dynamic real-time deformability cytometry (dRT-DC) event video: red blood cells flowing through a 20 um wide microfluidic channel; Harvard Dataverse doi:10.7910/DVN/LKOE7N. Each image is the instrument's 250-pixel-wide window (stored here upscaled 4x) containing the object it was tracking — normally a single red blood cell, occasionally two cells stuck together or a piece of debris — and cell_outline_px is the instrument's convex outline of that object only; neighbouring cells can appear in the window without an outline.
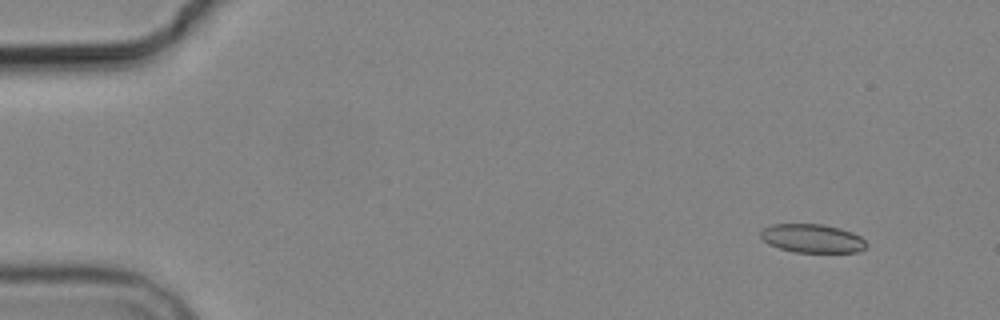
{"species": "common noctule bat (a hibernating species)", "species_latin": "Nyctalus noctula", "temperature_condition": "cold", "stored_images_in_passage": 5, "camera_frame_rate_fps": 3000, "um_per_image_px": 0.085, "animal": {"sex": "male", "body_mass_g": 19.2, "forearm_length_mm": 51.8}, "frame": {"image": 1, "passage_image": 2, "time_ms": 1.333, "image_size_px": [1000, 320], "cell_outline_px": [[868, 244], [860, 252], [796, 252], [780, 248], [768, 244], [760, 236], [760, 232], [764, 228], [772, 224], [824, 224], [840, 228], [852, 232], [860, 236]], "centroid_in_image_um": [69.06, 20.26], "position_along_channel_um": 15.9, "area_um2": 17.63}}